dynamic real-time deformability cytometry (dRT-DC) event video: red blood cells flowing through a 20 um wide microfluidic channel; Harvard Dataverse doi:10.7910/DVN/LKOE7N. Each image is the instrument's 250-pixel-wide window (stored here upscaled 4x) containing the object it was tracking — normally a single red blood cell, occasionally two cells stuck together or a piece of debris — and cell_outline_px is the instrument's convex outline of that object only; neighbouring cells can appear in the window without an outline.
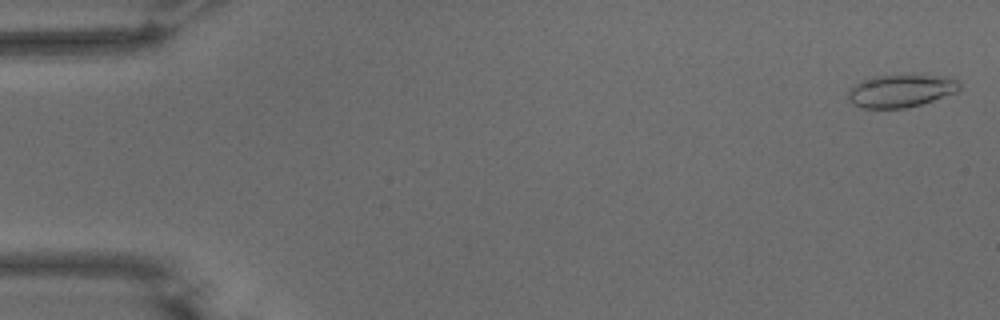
{"species": "common noctule bat (a hibernating species)", "species_latin": "Nyctalus noctula", "temperature_condition": "warm", "stored_images_in_passage": 55, "camera_frame_rate_fps": 3000, "um_per_image_px": 0.085, "animal": {"sex": "male", "body_mass_g": 15.6}, "frame": {"image": 1, "passage_image": 2, "time_ms": 0.333, "image_size_px": [1000, 320], "cell_outline_px": [[960, 88], [956, 92], [920, 104], [904, 108], [864, 108], [852, 104], [848, 100], [848, 92], [856, 84], [864, 80], [876, 76], [948, 76], [956, 80], [960, 84]], "centroid_in_image_um": [76.56, 7.73], "position_along_channel_um": 8.4, "area_um2": 20.69}}
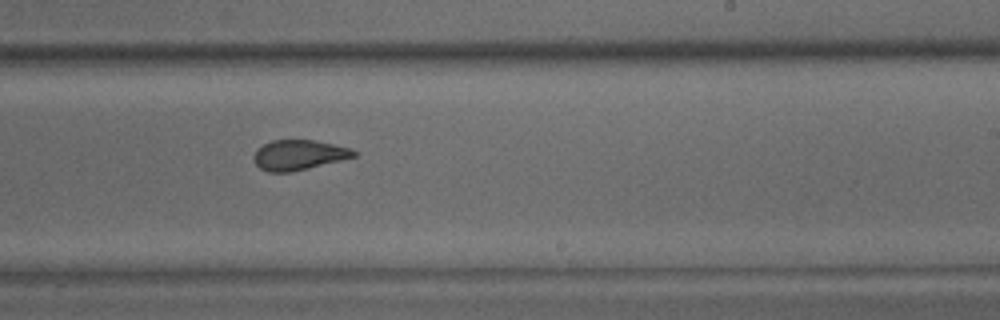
{"frame": {"image": 2, "passage_image": 34, "time_ms": 11.0, "image_size_px": [1000, 320], "cell_outline_px": [[356, 156], [308, 168], [288, 172], [268, 172], [260, 168], [256, 164], [252, 156], [256, 148], [272, 140], [316, 140], [352, 148], [356, 152]], "centroid_in_image_um": [25.37, 13.16], "position_along_channel_um": 263.6, "area_um2": 17.51}}
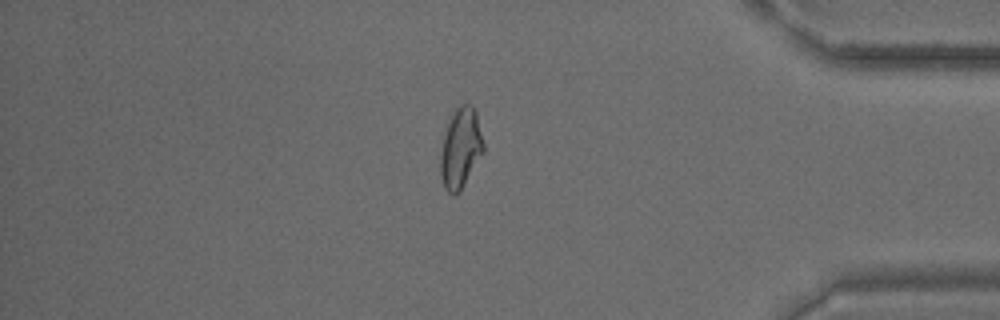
{"frame": {"image": 3, "passage_image": 47, "time_ms": 15.333, "image_size_px": [1000, 320], "cell_outline_px": [[484, 152], [460, 192], [456, 196], [452, 196], [444, 188], [440, 176], [440, 152], [444, 136], [452, 112], [460, 104], [472, 104], [476, 112], [484, 144]], "centroid_in_image_um": [39.15, 12.63], "position_along_channel_um": 396.1, "area_um2": 20.35}, "authors_computed_cell_mechanics": {"area_um2": 19.8832, "velocity_mm_per_s": 3.7263, "shape_relaxation_time_tau1_ms": null, "shape_relaxation_time_tau2_ms": 1.4716, "deformation_change_tau1": null, "deformation_change_tau2": 0.0874}}